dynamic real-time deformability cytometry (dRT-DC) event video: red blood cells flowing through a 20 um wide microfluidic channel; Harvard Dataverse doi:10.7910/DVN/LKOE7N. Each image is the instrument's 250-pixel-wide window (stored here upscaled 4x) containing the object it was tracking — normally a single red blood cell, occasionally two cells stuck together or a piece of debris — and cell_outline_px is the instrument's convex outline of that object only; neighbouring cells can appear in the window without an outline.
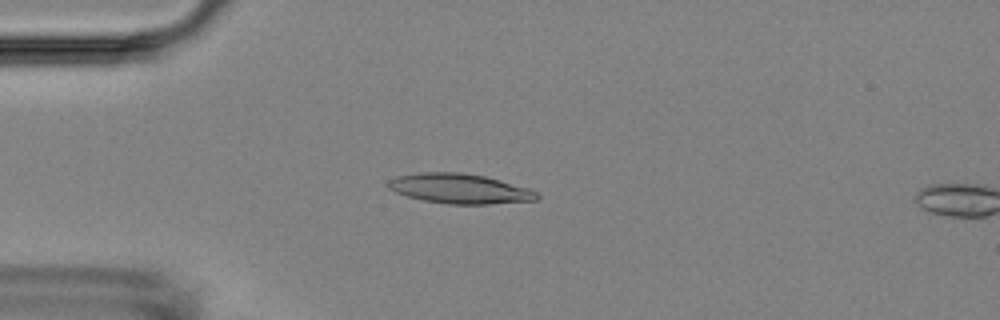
{"species": "Egyptian fruit bat (a non-hibernating species)", "species_latin": "Rousettus aegyptiacus", "temperature_condition": "room temperature", "stored_images_in_passage": 16, "camera_frame_rate_fps": 3000, "um_per_image_px": 0.085, "animal": {"sex": "female"}, "frame": {"image": 1, "passage_image": 14, "time_ms": 4.333, "image_size_px": [1000, 320], "cell_outline_px": [[540, 196], [536, 200], [488, 204], [448, 204], [424, 200], [408, 196], [396, 192], [388, 188], [384, 184], [388, 180], [396, 176], [420, 172], [460, 172], [484, 176], [500, 180], [528, 188], [540, 192]], "centroid_in_image_um": [39.06, 16.03], "position_along_channel_um": 45.9, "area_um2": 25.95}}